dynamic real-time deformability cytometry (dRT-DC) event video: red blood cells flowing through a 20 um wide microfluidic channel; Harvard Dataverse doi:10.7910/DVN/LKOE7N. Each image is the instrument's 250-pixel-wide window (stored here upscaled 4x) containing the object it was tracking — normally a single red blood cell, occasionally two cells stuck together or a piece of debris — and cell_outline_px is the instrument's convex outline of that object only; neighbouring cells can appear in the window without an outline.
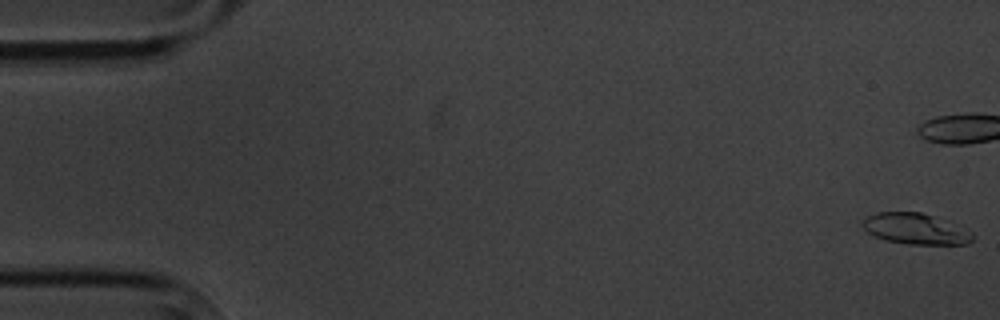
{"species": "common noctule bat (a hibernating species)", "species_latin": "Nyctalus noctula", "temperature_condition": "cold", "stored_images_in_passage": 7, "camera_frame_rate_fps": 3000, "um_per_image_px": 0.085, "animal": {"sex": "male", "body_mass_g": 20.1, "forearm_length_mm": 53.5}, "frame": {"image": 1, "passage_image": 1, "time_ms": 0.0, "image_size_px": [1000, 320], "cell_outline_px": [[972, 240], [968, 244], [908, 244], [884, 240], [868, 232], [860, 224], [868, 216], [876, 212], [920, 212], [932, 216], [972, 232]], "centroid_in_image_um": [77.77, 19.46], "position_along_channel_um": 7.2, "area_um2": 19.42}}
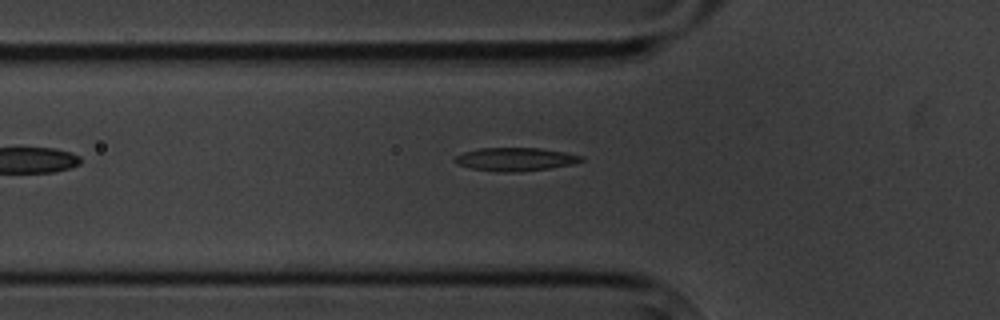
{"frame": {"image": 2, "passage_image": 7, "time_ms": 8.0, "image_size_px": [1000, 320], "cell_outline_px": [[584, 160], [572, 164], [548, 168], [512, 172], [504, 172], [472, 168], [456, 164], [452, 160], [456, 156], [464, 152], [480, 148], [540, 148], [564, 152], [584, 156]], "centroid_in_image_um": [43.8, 13.52], "position_along_channel_um": 82.0, "area_um2": 16.94}}